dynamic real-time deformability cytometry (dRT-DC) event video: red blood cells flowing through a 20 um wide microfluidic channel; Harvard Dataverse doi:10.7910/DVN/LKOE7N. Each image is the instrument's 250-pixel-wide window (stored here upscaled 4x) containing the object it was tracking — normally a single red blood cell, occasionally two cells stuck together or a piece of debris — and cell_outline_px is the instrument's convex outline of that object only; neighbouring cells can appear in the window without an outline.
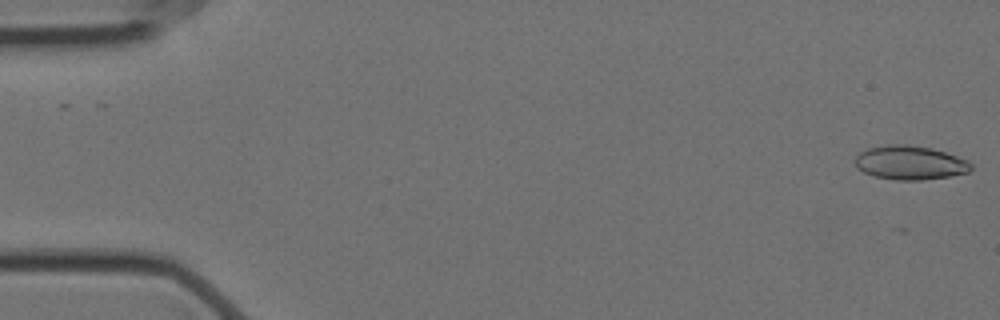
{"species": "Egyptian fruit bat (a non-hibernating species)", "species_latin": "Rousettus aegyptiacus", "temperature_condition": "cold", "stored_images_in_passage": 57, "camera_frame_rate_fps": 3000, "um_per_image_px": 0.085, "animal": {"sex": "female"}, "frame": {"image": 1, "passage_image": 1, "time_ms": 0.0, "image_size_px": [1000, 320], "cell_outline_px": [[972, 168], [968, 172], [948, 176], [920, 180], [896, 180], [872, 176], [856, 168], [852, 160], [860, 152], [868, 148], [888, 144], [908, 144], [932, 148], [968, 160], [972, 164]], "centroid_in_image_um": [77.3, 13.82], "position_along_channel_um": 7.7, "area_um2": 23.12}}
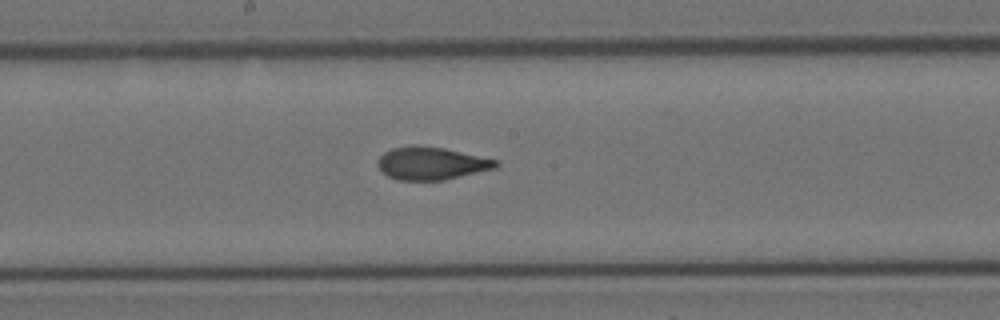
{"frame": {"image": 2, "passage_image": 30, "time_ms": 9.667, "image_size_px": [1000, 320], "cell_outline_px": [[500, 164], [496, 168], [444, 180], [400, 180], [388, 176], [376, 164], [376, 160], [384, 152], [392, 148], [412, 144], [416, 144], [444, 148], [500, 160]], "centroid_in_image_um": [36.68, 13.86], "position_along_channel_um": 211.5, "area_um2": 22.77}}
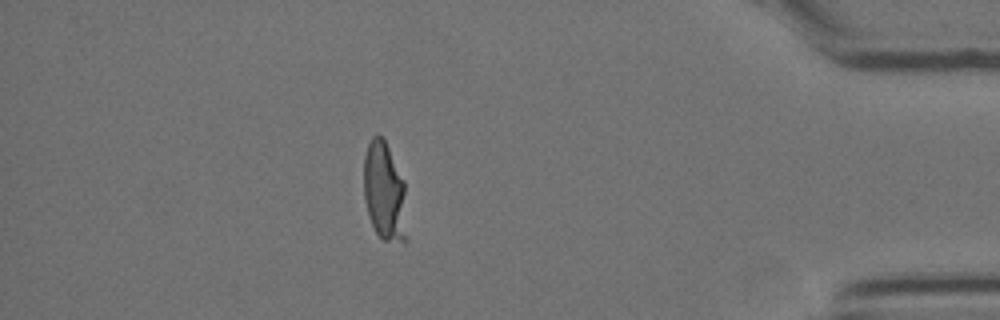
{"frame": {"image": 3, "passage_image": 50, "time_ms": 16.333, "image_size_px": [1000, 320], "cell_outline_px": [[408, 240], [384, 240], [376, 232], [368, 216], [364, 200], [364, 156], [368, 144], [372, 136], [384, 136], [404, 180]], "centroid_in_image_um": [32.69, 16.27], "position_along_channel_um": 402.5, "area_um2": 25.14}, "authors_computed_cell_mechanics": {"area_um2": 23.1778, "velocity_mm_per_s": 3.5332, "shape_relaxation_time_tau1_ms": 6.3017, "shape_relaxation_time_tau2_ms": 1.4738, "deformation_change_tau1": 0.1768, "deformation_change_tau2": 0.0634}}